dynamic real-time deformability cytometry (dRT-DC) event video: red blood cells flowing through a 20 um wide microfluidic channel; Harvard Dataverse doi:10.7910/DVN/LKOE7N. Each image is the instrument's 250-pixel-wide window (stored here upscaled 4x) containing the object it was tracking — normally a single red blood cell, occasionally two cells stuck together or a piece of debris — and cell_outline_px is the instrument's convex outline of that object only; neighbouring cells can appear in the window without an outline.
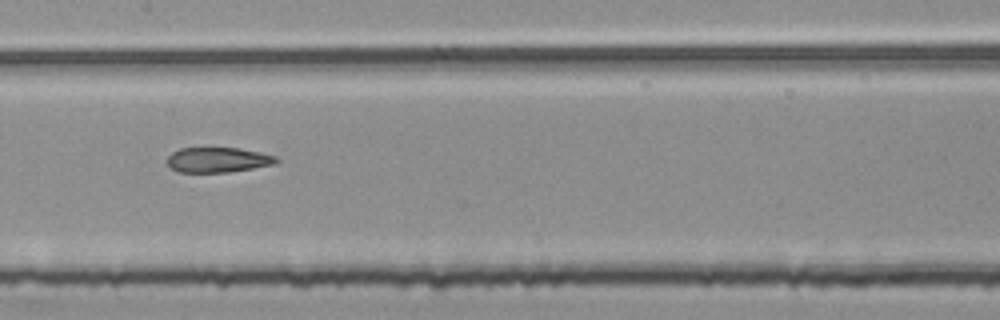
{"species": "common noctule bat (a hibernating species)", "species_latin": "Nyctalus noctula", "temperature_condition": "room temperature", "stored_images_in_passage": 41, "segment_of_instrument_passage": [2, 2], "camera_frame_rate_fps": 3000, "um_per_image_px": 0.085, "animal": {"sex": "female", "body_mass_g": 25.1}, "frame": {"image": 1, "passage_image": 14, "time_ms": 4.333, "image_size_px": [1000, 320], "cell_outline_px": [[280, 160], [276, 164], [228, 172], [180, 172], [172, 168], [168, 164], [168, 156], [172, 152], [180, 148], [240, 148], [260, 152], [276, 156]], "centroid_in_image_um": [18.56, 13.58], "position_along_channel_um": 188.8, "area_um2": 15.9}}
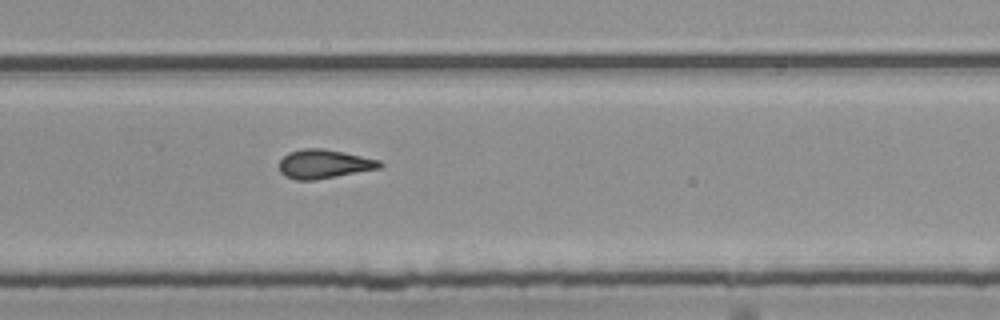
{"frame": {"image": 2, "passage_image": 23, "time_ms": 7.333, "image_size_px": [1000, 320], "cell_outline_px": [[384, 164], [380, 168], [336, 176], [312, 180], [296, 180], [284, 176], [280, 172], [280, 160], [288, 152], [300, 148], [320, 148], [344, 152], [380, 160]], "centroid_in_image_um": [27.52, 13.93], "position_along_channel_um": 302.3, "area_um2": 16.94}}
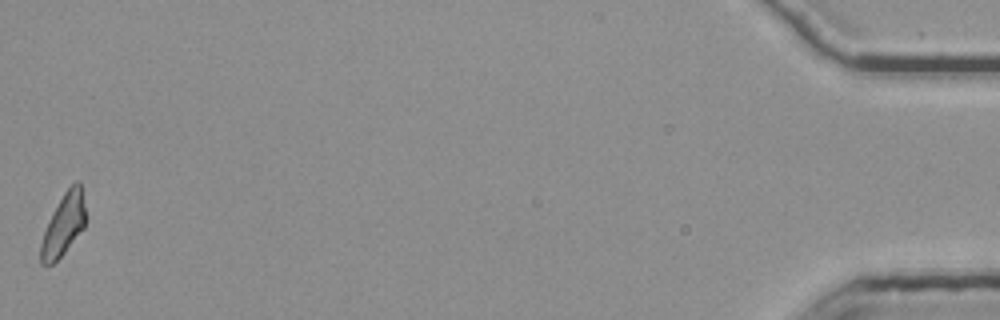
{"frame": {"image": 3, "passage_image": 41, "time_ms": 13.333, "image_size_px": [1000, 320], "cell_outline_px": [[84, 228], [64, 252], [52, 264], [40, 264], [40, 244], [48, 220], [52, 212], [64, 192], [76, 180], [80, 180], [84, 204]], "centroid_in_image_um": [5.38, 19.09], "position_along_channel_um": 429.8, "area_um2": 15.9}}